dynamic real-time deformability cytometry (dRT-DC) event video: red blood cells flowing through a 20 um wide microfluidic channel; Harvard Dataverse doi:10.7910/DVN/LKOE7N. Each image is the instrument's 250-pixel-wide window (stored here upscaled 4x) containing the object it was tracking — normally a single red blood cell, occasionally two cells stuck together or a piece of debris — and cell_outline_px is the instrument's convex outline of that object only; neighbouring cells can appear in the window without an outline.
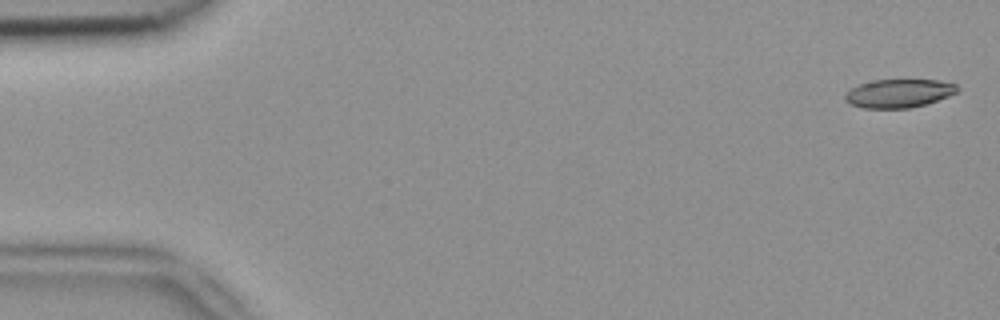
{"species": "common noctule bat (a hibernating species)", "species_latin": "Nyctalus noctula", "temperature_condition": "room temperature", "stored_images_in_passage": 4, "camera_frame_rate_fps": 3000, "um_per_image_px": 0.085, "animal": {"sex": "female", "body_mass_g": 18.4}, "frame": {"image": 1, "passage_image": 1, "time_ms": 0.0, "image_size_px": [1000, 320], "cell_outline_px": [[960, 88], [956, 92], [948, 96], [924, 104], [908, 108], [864, 108], [848, 104], [844, 100], [844, 96], [852, 88], [860, 84], [876, 80], [940, 80], [956, 84]], "centroid_in_image_um": [76.39, 7.93], "position_along_channel_um": 8.6, "area_um2": 18.44}}
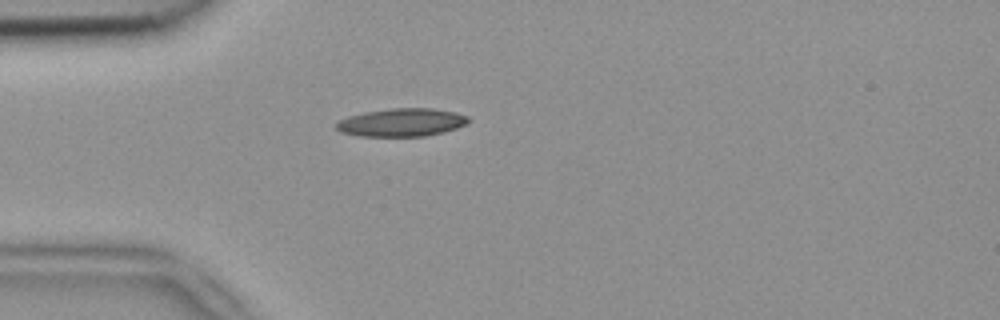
{"frame": {"image": 2, "passage_image": 4, "time_ms": 1.0, "image_size_px": [1000, 320], "cell_outline_px": [[472, 120], [468, 124], [444, 132], [424, 136], [360, 136], [340, 132], [336, 128], [336, 124], [340, 120], [348, 116], [364, 112], [392, 108], [432, 108], [456, 112], [468, 116]], "centroid_in_image_um": [34.18, 10.4], "position_along_channel_um": 50.8, "area_um2": 21.73}}